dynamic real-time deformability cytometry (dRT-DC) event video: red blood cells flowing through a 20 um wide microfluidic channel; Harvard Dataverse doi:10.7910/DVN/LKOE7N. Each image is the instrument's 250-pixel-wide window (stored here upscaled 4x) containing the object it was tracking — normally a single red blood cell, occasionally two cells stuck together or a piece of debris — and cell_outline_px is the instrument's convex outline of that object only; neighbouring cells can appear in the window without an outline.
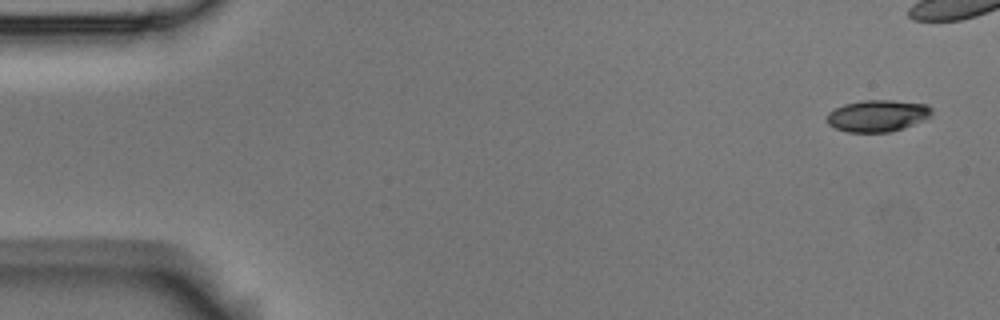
{"species": "Egyptian fruit bat (a non-hibernating species)", "species_latin": "Rousettus aegyptiacus", "temperature_condition": "room temperature", "stored_images_in_passage": 6, "camera_frame_rate_fps": 3000, "um_per_image_px": 0.085, "animal": {"sex": "male"}, "frame": {"image": 1, "passage_image": 1, "time_ms": 0.0, "image_size_px": [1000, 320], "cell_outline_px": [[932, 112], [924, 120], [904, 128], [888, 132], [848, 132], [836, 128], [828, 124], [828, 112], [844, 104], [864, 100], [892, 100], [928, 104], [932, 108]], "centroid_in_image_um": [74.61, 9.83], "position_along_channel_um": 10.4, "area_um2": 19.31}}
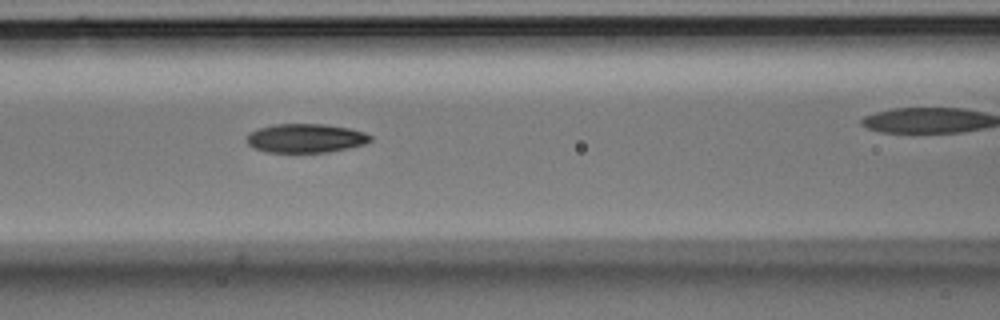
{"frame": {"image": 2, "passage_image": 5, "time_ms": 1.333, "image_size_px": [1000, 320], "cell_outline_px": [[372, 140], [364, 144], [348, 148], [328, 152], [268, 152], [256, 148], [248, 144], [244, 136], [248, 132], [256, 128], [272, 124], [324, 124], [348, 128], [364, 132], [372, 136]], "centroid_in_image_um": [25.94, 11.74], "position_along_channel_um": 140.7, "area_um2": 20.98}}